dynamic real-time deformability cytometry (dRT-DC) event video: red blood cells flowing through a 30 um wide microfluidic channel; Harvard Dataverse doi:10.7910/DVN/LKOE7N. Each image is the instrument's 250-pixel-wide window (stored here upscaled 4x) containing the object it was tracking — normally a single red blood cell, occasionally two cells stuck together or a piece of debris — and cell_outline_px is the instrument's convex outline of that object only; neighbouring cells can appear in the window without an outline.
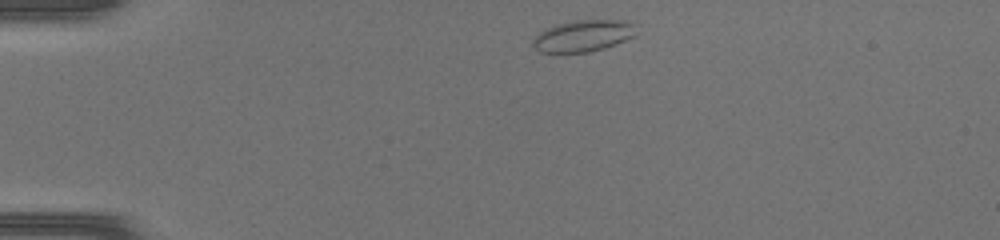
{"species": "common noctule bat (a hibernating species)", "species_latin": "Nyctalus noctula", "temperature_condition": "warm", "stored_images_in_passage": 38, "camera_frame_rate_fps": 3000, "um_per_image_px": 0.085, "animal": {"sex": "female", "body_mass_g": 17.0, "forearm_length_mm": 48.0}, "frame": {"image": 1, "passage_image": 1, "time_ms": 0.0, "image_size_px": [1000, 240], "cell_outline_px": [[636, 36], [616, 44], [604, 48], [588, 52], [540, 52], [532, 44], [532, 40], [540, 32], [556, 24], [576, 20], [620, 20], [636, 24]], "centroid_in_image_um": [49.61, 3.04], "position_along_channel_um": 35.4, "area_um2": 18.96}}
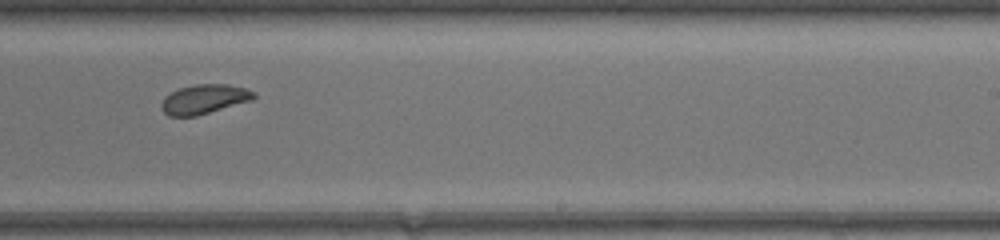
{"frame": {"image": 2, "passage_image": 21, "time_ms": 6.667, "image_size_px": [1000, 240], "cell_outline_px": [[256, 96], [252, 100], [196, 116], [168, 116], [160, 108], [160, 104], [164, 96], [180, 88], [196, 84], [228, 84], [244, 88], [256, 92]], "centroid_in_image_um": [17.34, 8.43], "position_along_channel_um": 271.7, "area_um2": 15.84}}
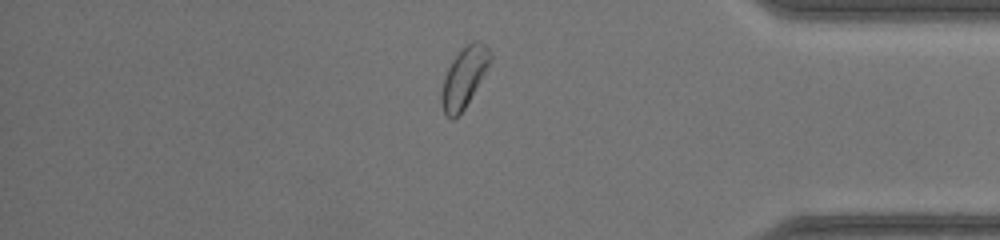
{"frame": {"image": 3, "passage_image": 31, "time_ms": 10.0, "image_size_px": [1000, 240], "cell_outline_px": [[492, 60], [464, 108], [452, 120], [448, 120], [444, 116], [440, 104], [440, 96], [444, 76], [452, 60], [468, 44], [476, 40], [484, 44], [492, 52]], "centroid_in_image_um": [39.41, 6.61], "position_along_channel_um": 395.8, "area_um2": 16.88}}